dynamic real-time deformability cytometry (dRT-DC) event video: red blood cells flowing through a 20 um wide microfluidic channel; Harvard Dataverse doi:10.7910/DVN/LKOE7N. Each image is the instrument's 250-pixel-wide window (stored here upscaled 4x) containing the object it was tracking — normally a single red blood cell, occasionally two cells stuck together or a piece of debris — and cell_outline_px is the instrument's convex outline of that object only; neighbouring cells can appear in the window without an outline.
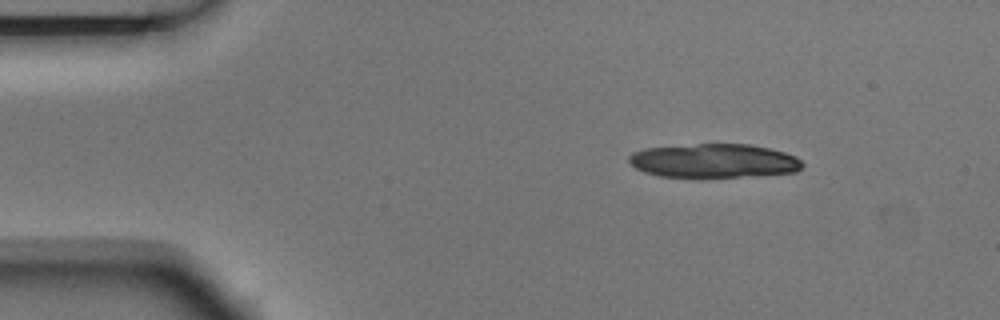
{"species": "Egyptian fruit bat (a non-hibernating species)", "species_latin": "Rousettus aegyptiacus", "temperature_condition": "room temperature", "stored_images_in_passage": 6, "segment_of_instrument_passage": [2, 2], "camera_frame_rate_fps": 3000, "um_per_image_px": 0.085, "animal": {"sex": "male"}, "frame": {"image": 1, "passage_image": 6, "time_ms": 1.667, "image_size_px": [1000, 320], "cell_outline_px": [[804, 164], [796, 172], [756, 176], [700, 180], [660, 176], [644, 172], [636, 168], [628, 160], [628, 156], [632, 152], [644, 148], [696, 144], [748, 144], [768, 148], [784, 152], [796, 156]], "centroid_in_image_um": [60.66, 13.71], "position_along_channel_um": 24.3, "area_um2": 35.43}}